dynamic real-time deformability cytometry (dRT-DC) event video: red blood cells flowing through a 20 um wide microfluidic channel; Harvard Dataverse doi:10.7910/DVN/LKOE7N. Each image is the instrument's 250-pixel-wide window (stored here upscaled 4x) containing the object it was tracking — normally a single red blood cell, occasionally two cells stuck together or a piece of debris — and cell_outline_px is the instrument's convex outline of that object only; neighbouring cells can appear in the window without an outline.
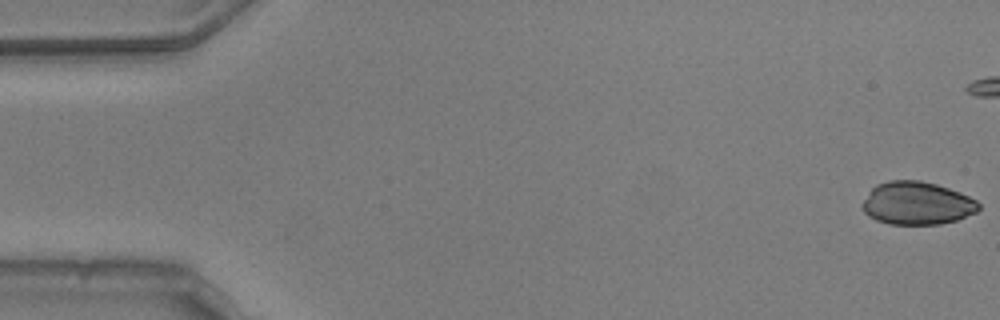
{"species": "common noctule bat (a hibernating species)", "species_latin": "Nyctalus noctula", "temperature_condition": "warm", "stored_images_in_passage": 30, "camera_frame_rate_fps": 3000, "um_per_image_px": 0.085, "animal": {"sex": "male", "body_mass_g": 20.5, "forearm_length_mm": 52.5}, "frame": {"image": 1, "passage_image": 1, "time_ms": 0.0, "image_size_px": [1000, 320], "cell_outline_px": [[980, 208], [976, 212], [956, 220], [940, 224], [888, 224], [876, 220], [868, 216], [860, 208], [860, 204], [868, 192], [876, 184], [888, 180], [920, 180], [936, 184], [960, 192], [976, 200], [980, 204]], "centroid_in_image_um": [77.89, 17.27], "position_along_channel_um": 7.1, "area_um2": 29.36}}